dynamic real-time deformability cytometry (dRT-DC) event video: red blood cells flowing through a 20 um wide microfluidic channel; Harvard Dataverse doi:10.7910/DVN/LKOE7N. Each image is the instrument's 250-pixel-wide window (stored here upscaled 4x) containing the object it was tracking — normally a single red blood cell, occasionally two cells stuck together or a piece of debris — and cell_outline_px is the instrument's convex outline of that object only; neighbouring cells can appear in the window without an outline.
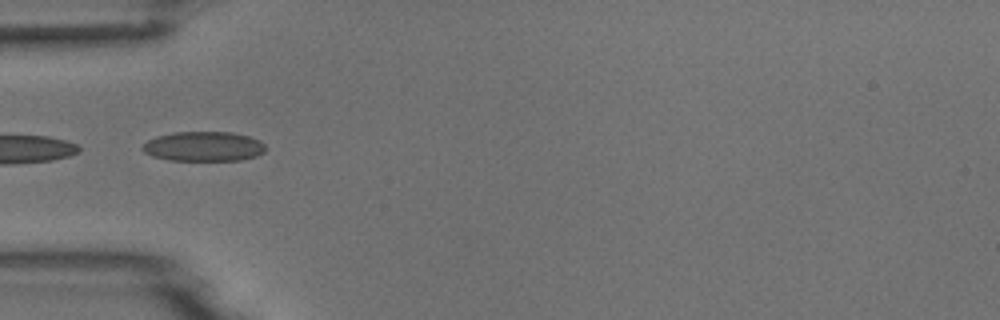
{"species": "common noctule bat (a hibernating species)", "species_latin": "Nyctalus noctula", "temperature_condition": "room temperature", "stored_images_in_passage": 8, "camera_frame_rate_fps": 3000, "um_per_image_px": 0.085, "animal": {"sex": "male", "body_mass_g": 18.8}, "frame": {"image": 1, "passage_image": 5, "time_ms": 4.667, "image_size_px": [1000, 320], "cell_outline_px": [[264, 152], [256, 156], [240, 160], [168, 160], [152, 156], [144, 152], [140, 148], [148, 140], [156, 136], [176, 132], [232, 132], [248, 136], [260, 140], [264, 144]], "centroid_in_image_um": [17.29, 12.44], "position_along_channel_um": 67.7, "area_um2": 21.27}}